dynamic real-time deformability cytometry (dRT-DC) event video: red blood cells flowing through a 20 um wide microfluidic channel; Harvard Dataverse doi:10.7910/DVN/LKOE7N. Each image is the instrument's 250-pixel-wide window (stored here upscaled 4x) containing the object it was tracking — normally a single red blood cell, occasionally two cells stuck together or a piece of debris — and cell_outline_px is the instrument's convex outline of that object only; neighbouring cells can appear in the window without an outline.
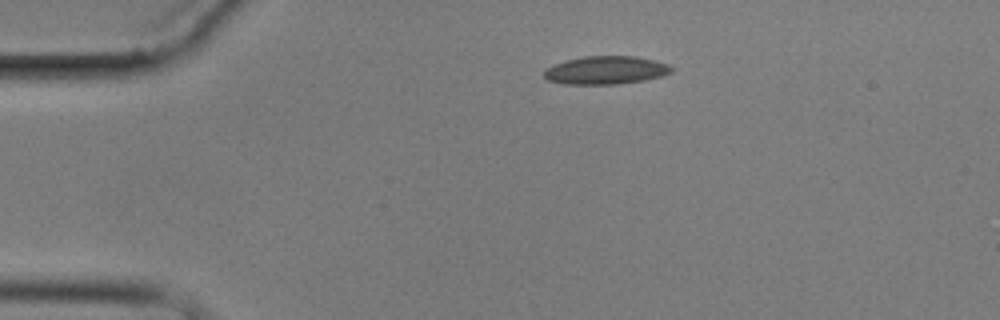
{"species": "common noctule bat (a hibernating species)", "species_latin": "Nyctalus noctula", "temperature_condition": "cold", "stored_images_in_passage": 2, "camera_frame_rate_fps": 3000, "um_per_image_px": 0.085, "animal": {"sex": "male", "body_mass_g": 17.9}, "frame": {"image": 1, "passage_image": 1, "time_ms": 0.0, "image_size_px": [1000, 320], "cell_outline_px": [[672, 72], [660, 76], [644, 80], [616, 84], [564, 84], [548, 80], [544, 76], [544, 72], [548, 68], [556, 64], [568, 60], [584, 56], [636, 56], [668, 64], [672, 68]], "centroid_in_image_um": [51.5, 5.97], "position_along_channel_um": 33.5, "area_um2": 20.58}}